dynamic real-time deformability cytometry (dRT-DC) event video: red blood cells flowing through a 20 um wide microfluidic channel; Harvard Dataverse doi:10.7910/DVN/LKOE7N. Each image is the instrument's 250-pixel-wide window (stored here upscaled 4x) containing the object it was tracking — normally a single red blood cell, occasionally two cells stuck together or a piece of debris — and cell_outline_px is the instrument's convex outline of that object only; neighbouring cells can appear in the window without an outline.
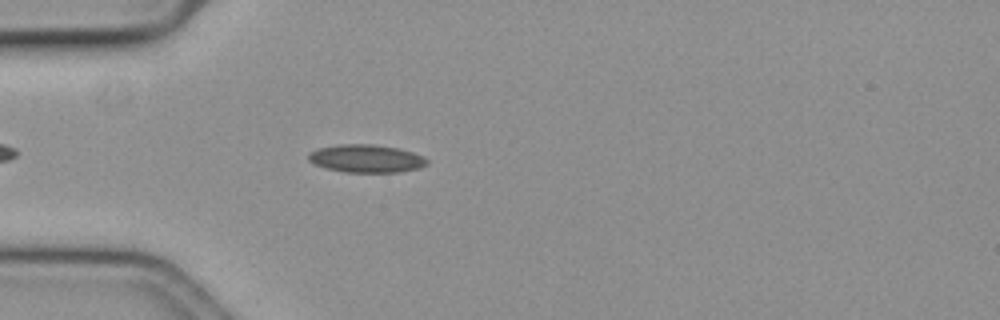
{"species": "common noctule bat (a hibernating species)", "species_latin": "Nyctalus noctula", "temperature_condition": "cold", "stored_images_in_passage": 47, "camera_frame_rate_fps": 3000, "um_per_image_px": 0.085, "animal": {"sex": "female", "body_mass_g": 19.3, "forearm_length_mm": 54.1}, "frame": {"image": 1, "passage_image": 6, "time_ms": 1.667, "image_size_px": [1000, 320], "cell_outline_px": [[428, 164], [420, 168], [400, 172], [344, 172], [328, 168], [316, 164], [308, 160], [308, 152], [316, 148], [340, 144], [372, 144], [400, 148], [424, 156], [428, 160]], "centroid_in_image_um": [31.15, 13.47], "position_along_channel_um": 53.8, "area_um2": 19.42}}
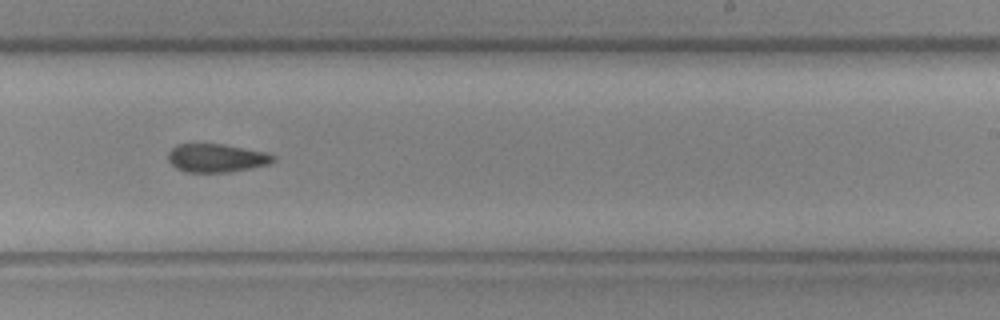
{"frame": {"image": 2, "passage_image": 25, "time_ms": 8.0, "image_size_px": [1000, 320], "cell_outline_px": [[276, 160], [268, 164], [252, 168], [228, 172], [184, 172], [176, 168], [168, 160], [168, 152], [176, 144], [224, 144], [268, 152], [276, 156]], "centroid_in_image_um": [18.42, 13.43], "position_along_channel_um": 270.6, "area_um2": 17.57}}
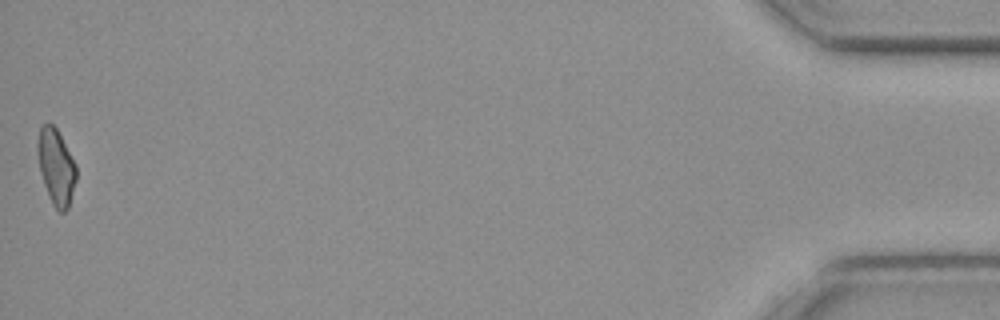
{"frame": {"image": 3, "passage_image": 47, "time_ms": 15.333, "image_size_px": [1000, 320], "cell_outline_px": [[76, 180], [68, 208], [64, 212], [60, 212], [52, 204], [44, 184], [40, 172], [36, 152], [36, 144], [40, 128], [48, 120], [56, 128], [76, 164]], "centroid_in_image_um": [4.75, 14.15], "position_along_channel_um": 430.5, "area_um2": 17.11}, "authors_computed_cell_mechanics": {"area_um2": 17.8602, "velocity_mm_per_s": 3.5711, "shape_relaxation_time_tau1_ms": null, "shape_relaxation_time_tau2_ms": 8.675, "deformation_change_tau1": null, "deformation_change_tau2": 0.1534}}